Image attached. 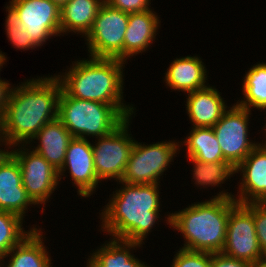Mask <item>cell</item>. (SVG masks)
I'll list each match as a JSON object with an SVG mask.
<instances>
[{"mask_svg":"<svg viewBox=\"0 0 266 267\" xmlns=\"http://www.w3.org/2000/svg\"><path fill=\"white\" fill-rule=\"evenodd\" d=\"M6 9L8 14L5 20V31L13 47L24 51L36 48L37 46L32 42L28 31L21 26V21L15 9L10 4L7 5Z\"/></svg>","mask_w":266,"mask_h":267,"instance_id":"cell-27","label":"cell"},{"mask_svg":"<svg viewBox=\"0 0 266 267\" xmlns=\"http://www.w3.org/2000/svg\"><path fill=\"white\" fill-rule=\"evenodd\" d=\"M200 57L186 56L173 60L165 73V83L185 93L207 87V71Z\"/></svg>","mask_w":266,"mask_h":267,"instance_id":"cell-19","label":"cell"},{"mask_svg":"<svg viewBox=\"0 0 266 267\" xmlns=\"http://www.w3.org/2000/svg\"><path fill=\"white\" fill-rule=\"evenodd\" d=\"M180 142L165 141L142 144L135 140L124 175L120 182L159 184L160 176L180 150Z\"/></svg>","mask_w":266,"mask_h":267,"instance_id":"cell-6","label":"cell"},{"mask_svg":"<svg viewBox=\"0 0 266 267\" xmlns=\"http://www.w3.org/2000/svg\"><path fill=\"white\" fill-rule=\"evenodd\" d=\"M23 218L17 214L0 210V264L4 261L6 254L19 244L30 231L23 230Z\"/></svg>","mask_w":266,"mask_h":267,"instance_id":"cell-25","label":"cell"},{"mask_svg":"<svg viewBox=\"0 0 266 267\" xmlns=\"http://www.w3.org/2000/svg\"><path fill=\"white\" fill-rule=\"evenodd\" d=\"M36 139L39 144L33 148L35 149L34 151L40 154L57 171H60L73 136L62 122L56 118L45 124L28 144Z\"/></svg>","mask_w":266,"mask_h":267,"instance_id":"cell-18","label":"cell"},{"mask_svg":"<svg viewBox=\"0 0 266 267\" xmlns=\"http://www.w3.org/2000/svg\"><path fill=\"white\" fill-rule=\"evenodd\" d=\"M221 253L250 264L264 256L256 235L253 209L248 204L237 203L230 210Z\"/></svg>","mask_w":266,"mask_h":267,"instance_id":"cell-10","label":"cell"},{"mask_svg":"<svg viewBox=\"0 0 266 267\" xmlns=\"http://www.w3.org/2000/svg\"><path fill=\"white\" fill-rule=\"evenodd\" d=\"M104 0H68L61 8L60 31L86 36Z\"/></svg>","mask_w":266,"mask_h":267,"instance_id":"cell-22","label":"cell"},{"mask_svg":"<svg viewBox=\"0 0 266 267\" xmlns=\"http://www.w3.org/2000/svg\"><path fill=\"white\" fill-rule=\"evenodd\" d=\"M141 243L112 238L91 253L86 267H150L131 254Z\"/></svg>","mask_w":266,"mask_h":267,"instance_id":"cell-20","label":"cell"},{"mask_svg":"<svg viewBox=\"0 0 266 267\" xmlns=\"http://www.w3.org/2000/svg\"><path fill=\"white\" fill-rule=\"evenodd\" d=\"M61 92V83L55 75L32 78L11 87L0 118V144L9 149L28 144L45 124L58 118Z\"/></svg>","mask_w":266,"mask_h":267,"instance_id":"cell-1","label":"cell"},{"mask_svg":"<svg viewBox=\"0 0 266 267\" xmlns=\"http://www.w3.org/2000/svg\"><path fill=\"white\" fill-rule=\"evenodd\" d=\"M41 229H33L19 244L5 256L10 261L5 267H52L51 257L44 246ZM5 264H0L3 267Z\"/></svg>","mask_w":266,"mask_h":267,"instance_id":"cell-21","label":"cell"},{"mask_svg":"<svg viewBox=\"0 0 266 267\" xmlns=\"http://www.w3.org/2000/svg\"><path fill=\"white\" fill-rule=\"evenodd\" d=\"M242 82L243 100L237 105L251 111V107L258 110L266 109V63H257L245 74Z\"/></svg>","mask_w":266,"mask_h":267,"instance_id":"cell-24","label":"cell"},{"mask_svg":"<svg viewBox=\"0 0 266 267\" xmlns=\"http://www.w3.org/2000/svg\"><path fill=\"white\" fill-rule=\"evenodd\" d=\"M171 267H211V253L180 248Z\"/></svg>","mask_w":266,"mask_h":267,"instance_id":"cell-28","label":"cell"},{"mask_svg":"<svg viewBox=\"0 0 266 267\" xmlns=\"http://www.w3.org/2000/svg\"><path fill=\"white\" fill-rule=\"evenodd\" d=\"M72 64L64 75L55 74L68 96L112 106H131L123 103L125 61L91 57Z\"/></svg>","mask_w":266,"mask_h":267,"instance_id":"cell-4","label":"cell"},{"mask_svg":"<svg viewBox=\"0 0 266 267\" xmlns=\"http://www.w3.org/2000/svg\"><path fill=\"white\" fill-rule=\"evenodd\" d=\"M151 0H104L110 7L125 13H135L150 10Z\"/></svg>","mask_w":266,"mask_h":267,"instance_id":"cell-30","label":"cell"},{"mask_svg":"<svg viewBox=\"0 0 266 267\" xmlns=\"http://www.w3.org/2000/svg\"><path fill=\"white\" fill-rule=\"evenodd\" d=\"M11 87L12 86L9 84V82L0 78V118L3 116L6 109Z\"/></svg>","mask_w":266,"mask_h":267,"instance_id":"cell-32","label":"cell"},{"mask_svg":"<svg viewBox=\"0 0 266 267\" xmlns=\"http://www.w3.org/2000/svg\"><path fill=\"white\" fill-rule=\"evenodd\" d=\"M130 120L131 117L127 118L111 133L97 138L95 145L92 144L94 166L100 181L114 179L119 182L124 175L135 143L128 130Z\"/></svg>","mask_w":266,"mask_h":267,"instance_id":"cell-8","label":"cell"},{"mask_svg":"<svg viewBox=\"0 0 266 267\" xmlns=\"http://www.w3.org/2000/svg\"><path fill=\"white\" fill-rule=\"evenodd\" d=\"M233 197L231 193L221 191L211 200L195 202L167 216L166 223L185 238L183 249L210 253L222 251L229 213L237 204Z\"/></svg>","mask_w":266,"mask_h":267,"instance_id":"cell-3","label":"cell"},{"mask_svg":"<svg viewBox=\"0 0 266 267\" xmlns=\"http://www.w3.org/2000/svg\"><path fill=\"white\" fill-rule=\"evenodd\" d=\"M253 209L256 235L264 256H266V202L247 203Z\"/></svg>","mask_w":266,"mask_h":267,"instance_id":"cell-29","label":"cell"},{"mask_svg":"<svg viewBox=\"0 0 266 267\" xmlns=\"http://www.w3.org/2000/svg\"><path fill=\"white\" fill-rule=\"evenodd\" d=\"M187 95L185 105L193 127H213L228 109L219 91L212 86Z\"/></svg>","mask_w":266,"mask_h":267,"instance_id":"cell-17","label":"cell"},{"mask_svg":"<svg viewBox=\"0 0 266 267\" xmlns=\"http://www.w3.org/2000/svg\"><path fill=\"white\" fill-rule=\"evenodd\" d=\"M251 267H266V256L258 259L257 261L251 264Z\"/></svg>","mask_w":266,"mask_h":267,"instance_id":"cell-33","label":"cell"},{"mask_svg":"<svg viewBox=\"0 0 266 267\" xmlns=\"http://www.w3.org/2000/svg\"><path fill=\"white\" fill-rule=\"evenodd\" d=\"M50 1L55 3L61 9L68 0H50Z\"/></svg>","mask_w":266,"mask_h":267,"instance_id":"cell-34","label":"cell"},{"mask_svg":"<svg viewBox=\"0 0 266 267\" xmlns=\"http://www.w3.org/2000/svg\"><path fill=\"white\" fill-rule=\"evenodd\" d=\"M6 58L7 57H5L4 53L0 51V71H1V67H3V64L7 61Z\"/></svg>","mask_w":266,"mask_h":267,"instance_id":"cell-35","label":"cell"},{"mask_svg":"<svg viewBox=\"0 0 266 267\" xmlns=\"http://www.w3.org/2000/svg\"><path fill=\"white\" fill-rule=\"evenodd\" d=\"M235 172L242 173L240 193L233 197L237 203L266 202V141L259 143L235 168Z\"/></svg>","mask_w":266,"mask_h":267,"instance_id":"cell-15","label":"cell"},{"mask_svg":"<svg viewBox=\"0 0 266 267\" xmlns=\"http://www.w3.org/2000/svg\"><path fill=\"white\" fill-rule=\"evenodd\" d=\"M160 20L152 9L129 13L128 26L124 34L123 61L145 52L155 41ZM135 54V55H134Z\"/></svg>","mask_w":266,"mask_h":267,"instance_id":"cell-16","label":"cell"},{"mask_svg":"<svg viewBox=\"0 0 266 267\" xmlns=\"http://www.w3.org/2000/svg\"><path fill=\"white\" fill-rule=\"evenodd\" d=\"M211 267H251V264L218 252L211 253Z\"/></svg>","mask_w":266,"mask_h":267,"instance_id":"cell-31","label":"cell"},{"mask_svg":"<svg viewBox=\"0 0 266 267\" xmlns=\"http://www.w3.org/2000/svg\"><path fill=\"white\" fill-rule=\"evenodd\" d=\"M32 204L36 205L22 184L18 161L9 150L0 149V210L24 218Z\"/></svg>","mask_w":266,"mask_h":267,"instance_id":"cell-14","label":"cell"},{"mask_svg":"<svg viewBox=\"0 0 266 267\" xmlns=\"http://www.w3.org/2000/svg\"><path fill=\"white\" fill-rule=\"evenodd\" d=\"M249 115L250 110L234 104L212 127L224 159L235 168L259 144L248 138Z\"/></svg>","mask_w":266,"mask_h":267,"instance_id":"cell-9","label":"cell"},{"mask_svg":"<svg viewBox=\"0 0 266 267\" xmlns=\"http://www.w3.org/2000/svg\"><path fill=\"white\" fill-rule=\"evenodd\" d=\"M133 106H112L68 96L63 90L58 102V119L73 137L100 138L111 133L134 114Z\"/></svg>","mask_w":266,"mask_h":267,"instance_id":"cell-5","label":"cell"},{"mask_svg":"<svg viewBox=\"0 0 266 267\" xmlns=\"http://www.w3.org/2000/svg\"><path fill=\"white\" fill-rule=\"evenodd\" d=\"M129 14L105 2L98 10L90 31L85 36L89 58H116L123 61L124 34Z\"/></svg>","mask_w":266,"mask_h":267,"instance_id":"cell-7","label":"cell"},{"mask_svg":"<svg viewBox=\"0 0 266 267\" xmlns=\"http://www.w3.org/2000/svg\"><path fill=\"white\" fill-rule=\"evenodd\" d=\"M193 166V178L197 186H218L225 183L226 179H230L235 174V167L229 162H213L206 163L188 158Z\"/></svg>","mask_w":266,"mask_h":267,"instance_id":"cell-26","label":"cell"},{"mask_svg":"<svg viewBox=\"0 0 266 267\" xmlns=\"http://www.w3.org/2000/svg\"><path fill=\"white\" fill-rule=\"evenodd\" d=\"M27 144H21L17 150L9 151L18 161L22 175V184L31 200L45 204L59 184V171L48 163L34 149L29 151ZM25 147V148H24Z\"/></svg>","mask_w":266,"mask_h":267,"instance_id":"cell-11","label":"cell"},{"mask_svg":"<svg viewBox=\"0 0 266 267\" xmlns=\"http://www.w3.org/2000/svg\"><path fill=\"white\" fill-rule=\"evenodd\" d=\"M183 143L187 146L188 158L206 163L227 162L212 127H193L180 144Z\"/></svg>","mask_w":266,"mask_h":267,"instance_id":"cell-23","label":"cell"},{"mask_svg":"<svg viewBox=\"0 0 266 267\" xmlns=\"http://www.w3.org/2000/svg\"><path fill=\"white\" fill-rule=\"evenodd\" d=\"M69 170L72 183L78 188L77 192L81 197H89L98 187L101 181L97 178L93 160L92 144L87 139L73 137L70 141L65 160L59 171V180ZM95 189V190H94Z\"/></svg>","mask_w":266,"mask_h":267,"instance_id":"cell-13","label":"cell"},{"mask_svg":"<svg viewBox=\"0 0 266 267\" xmlns=\"http://www.w3.org/2000/svg\"><path fill=\"white\" fill-rule=\"evenodd\" d=\"M120 183L100 214L101 229L113 238L143 244L160 216V184Z\"/></svg>","mask_w":266,"mask_h":267,"instance_id":"cell-2","label":"cell"},{"mask_svg":"<svg viewBox=\"0 0 266 267\" xmlns=\"http://www.w3.org/2000/svg\"><path fill=\"white\" fill-rule=\"evenodd\" d=\"M9 3L37 47L47 42L48 38L61 35V9L55 3L50 0H11Z\"/></svg>","mask_w":266,"mask_h":267,"instance_id":"cell-12","label":"cell"}]
</instances>
